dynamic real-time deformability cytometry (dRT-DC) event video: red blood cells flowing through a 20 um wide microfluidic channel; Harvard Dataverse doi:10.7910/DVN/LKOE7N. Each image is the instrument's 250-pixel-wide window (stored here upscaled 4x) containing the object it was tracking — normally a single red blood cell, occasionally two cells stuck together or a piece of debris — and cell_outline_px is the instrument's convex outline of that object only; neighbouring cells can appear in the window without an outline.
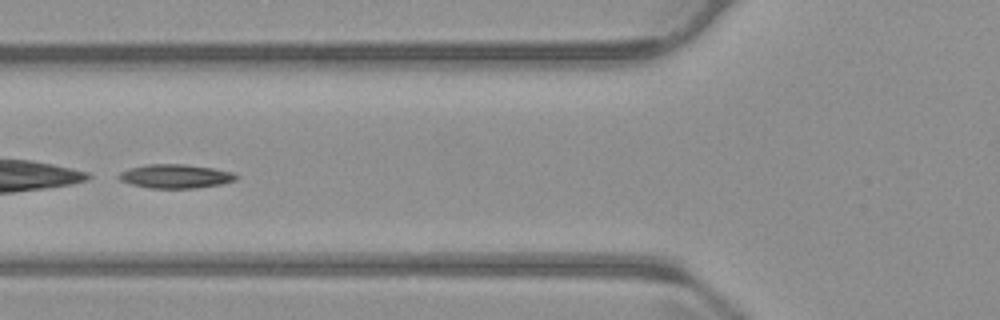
{"species": "common noctule bat (a hibernating species)", "species_latin": "Nyctalus noctula", "temperature_condition": "warm", "stored_images_in_passage": 48, "camera_frame_rate_fps": 3000, "um_per_image_px": 0.085, "animal": {"sex": "male", "body_mass_g": 23.1, "forearm_length_mm": 52.7}, "frame": {"image": 1, "passage_image": 20, "time_ms": 6.333, "image_size_px": [1000, 320], "cell_outline_px": [[240, 176], [236, 180], [220, 184], [196, 188], [152, 188], [132, 184], [120, 180], [116, 176], [120, 172], [128, 168], [148, 164], [184, 164], [212, 168], [232, 172]], "centroid_in_image_um": [14.91, 14.97], "position_along_channel_um": 110.9, "area_um2": 16.3}}
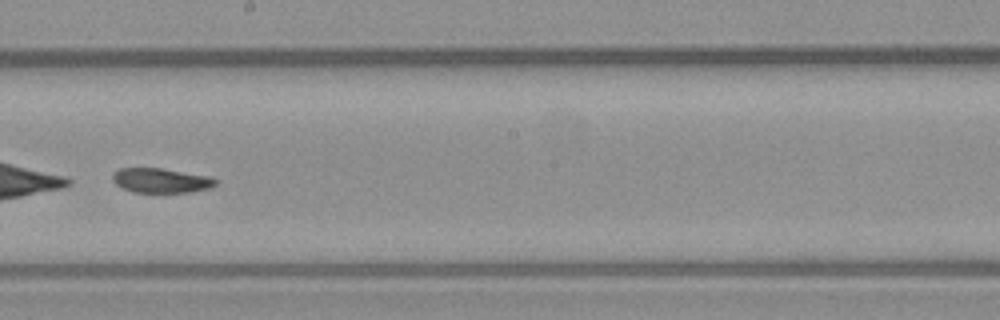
{"frame": {"image": 2, "passage_image": 30, "time_ms": 9.667, "image_size_px": [1000, 320], "cell_outline_px": [[220, 180], [216, 184], [208, 188], [192, 192], [132, 192], [116, 184], [112, 180], [112, 172], [120, 168], [160, 168], [212, 176]], "centroid_in_image_um": [13.71, 15.33], "position_along_channel_um": 234.5, "area_um2": 14.91}}
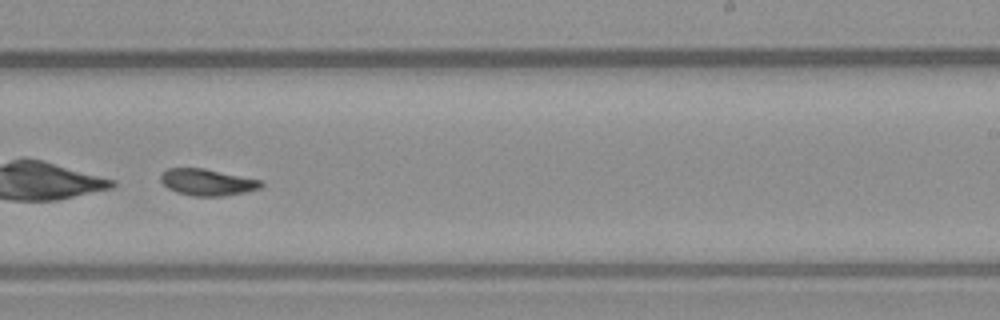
{"frame": {"image": 3, "passage_image": 33, "time_ms": 10.667, "image_size_px": [1000, 320], "cell_outline_px": [[264, 184], [260, 188], [248, 192], [224, 196], [192, 196], [176, 192], [168, 188], [160, 180], [160, 176], [168, 168], [204, 168], [260, 180]], "centroid_in_image_um": [17.63, 15.5], "position_along_channel_um": 271.4, "area_um2": 15.55}, "authors_computed_cell_mechanics": {"area_um2": 17.1955, "velocity_mm_per_s": 3.7032, "shape_relaxation_time_tau1_ms": 1.4523, "shape_relaxation_time_tau2_ms": null, "deformation_change_tau1": 0.2437, "deformation_change_tau2": null}}